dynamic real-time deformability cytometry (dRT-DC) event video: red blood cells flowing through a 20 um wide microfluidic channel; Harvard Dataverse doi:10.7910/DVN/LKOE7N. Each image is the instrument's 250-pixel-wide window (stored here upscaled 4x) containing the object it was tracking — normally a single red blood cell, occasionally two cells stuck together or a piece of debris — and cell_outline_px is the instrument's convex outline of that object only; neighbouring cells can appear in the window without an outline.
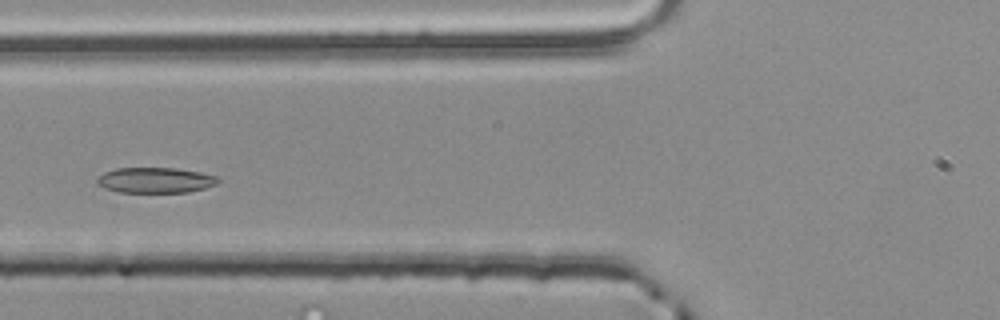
{"species": "common noctule bat (a hibernating species)", "species_latin": "Nyctalus noctula", "temperature_condition": "room temperature", "stored_images_in_passage": 6, "segment_of_instrument_passage": [2, 2], "camera_frame_rate_fps": 3000, "um_per_image_px": 0.085, "animal": {"sex": "male", "body_mass_g": 20.4}, "frame": {"image": 1, "passage_image": 6, "time_ms": 1.667, "image_size_px": [1000, 320], "cell_outline_px": [[220, 180], [216, 184], [204, 188], [188, 192], [120, 192], [104, 188], [96, 184], [96, 180], [104, 172], [116, 168], [176, 168], [200, 172], [220, 176]], "centroid_in_image_um": [13.22, 15.31], "position_along_channel_um": 112.6, "area_um2": 18.03}}